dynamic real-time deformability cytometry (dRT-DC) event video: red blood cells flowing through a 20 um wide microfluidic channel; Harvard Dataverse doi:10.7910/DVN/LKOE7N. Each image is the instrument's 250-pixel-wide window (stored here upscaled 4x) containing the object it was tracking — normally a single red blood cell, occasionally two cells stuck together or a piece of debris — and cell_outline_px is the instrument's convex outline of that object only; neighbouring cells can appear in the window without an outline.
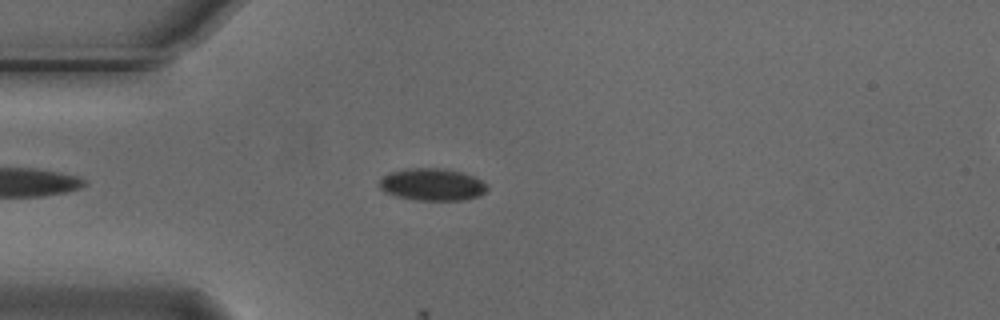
{"species": "Egyptian fruit bat (a non-hibernating species)", "species_latin": "Rousettus aegyptiacus", "temperature_condition": "cold", "stored_images_in_passage": 12, "camera_frame_rate_fps": 3000, "um_per_image_px": 0.085, "animal": {"sex": "male"}, "frame": {"image": 1, "passage_image": 8, "time_ms": 2.333, "image_size_px": [1000, 320], "cell_outline_px": [[488, 188], [480, 196], [464, 200], [416, 200], [396, 196], [384, 192], [380, 188], [380, 180], [388, 172], [404, 168], [448, 168], [472, 176], [480, 180]], "centroid_in_image_um": [36.7, 15.68], "position_along_channel_um": 48.3, "area_um2": 20.29}}